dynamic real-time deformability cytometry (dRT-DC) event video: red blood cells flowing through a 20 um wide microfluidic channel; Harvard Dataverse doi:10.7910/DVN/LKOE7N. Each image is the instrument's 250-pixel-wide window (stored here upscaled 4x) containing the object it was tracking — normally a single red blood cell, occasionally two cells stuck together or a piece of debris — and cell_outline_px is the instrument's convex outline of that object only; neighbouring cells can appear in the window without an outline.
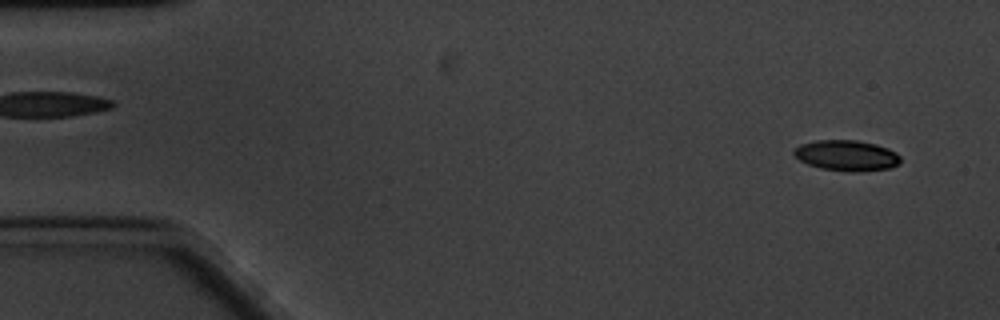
{"species": "common noctule bat (a hibernating species)", "species_latin": "Nyctalus noctula", "temperature_condition": "cold", "stored_images_in_passage": 60, "camera_frame_rate_fps": 3000, "um_per_image_px": 0.085, "animal": {"sex": "male", "body_mass_g": 20.1, "forearm_length_mm": 53.5}, "frame": {"image": 1, "passage_image": 3, "time_ms": 0.667, "image_size_px": [1000, 320], "cell_outline_px": [[900, 164], [888, 168], [860, 172], [852, 172], [820, 168], [808, 164], [800, 160], [792, 152], [800, 144], [816, 140], [856, 140], [876, 144], [888, 148], [896, 152], [900, 156]], "centroid_in_image_um": [71.98, 13.22], "position_along_channel_um": 13.0, "area_um2": 19.07}}
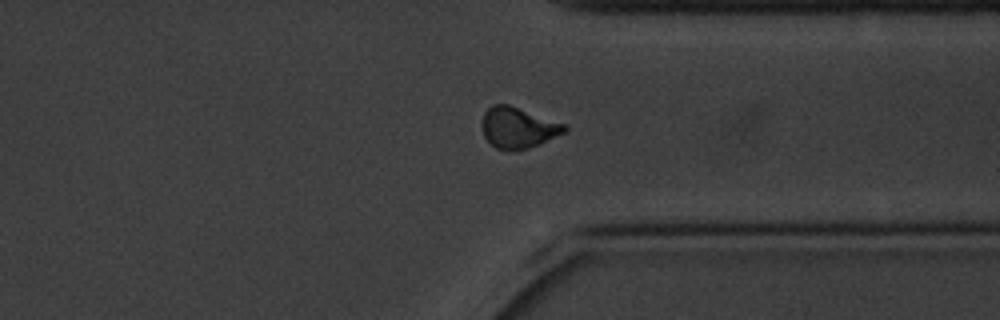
{"frame": {"image": 2, "passage_image": 45, "time_ms": 14.667, "image_size_px": [1000, 320], "cell_outline_px": [[568, 128], [564, 132], [540, 144], [528, 148], [512, 152], [496, 148], [484, 136], [484, 112], [492, 104], [508, 104], [564, 124]], "centroid_in_image_um": [44.04, 10.87], "position_along_channel_um": 367.4, "area_um2": 19.31}}
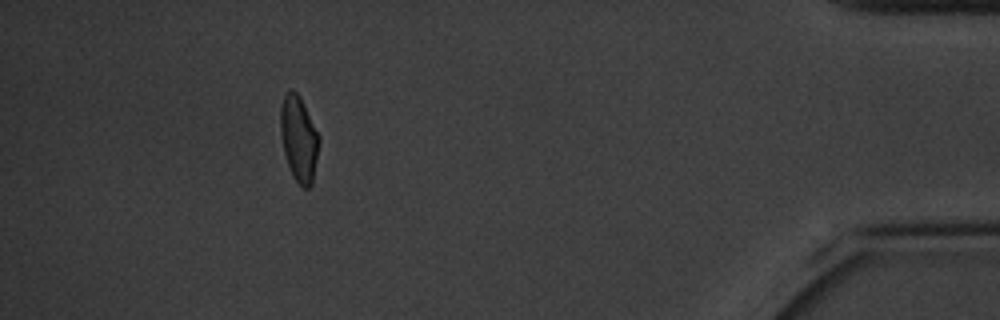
{"frame": {"image": 3, "passage_image": 54, "time_ms": 17.667, "image_size_px": [1000, 320], "cell_outline_px": [[320, 140], [312, 184], [308, 188], [304, 188], [296, 180], [288, 164], [284, 152], [280, 132], [280, 108], [284, 96], [292, 88], [300, 96], [320, 136]], "centroid_in_image_um": [25.41, 11.76], "position_along_channel_um": 409.8, "area_um2": 19.07}, "authors_computed_cell_mechanics": {"area_um2": 19.4497, "velocity_mm_per_s": 3.2943, "shape_relaxation_time_tau1_ms": 2.4905, "shape_relaxation_time_tau2_ms": 5.6529, "deformation_change_tau1": 0.1411, "deformation_change_tau2": 0.1035}}